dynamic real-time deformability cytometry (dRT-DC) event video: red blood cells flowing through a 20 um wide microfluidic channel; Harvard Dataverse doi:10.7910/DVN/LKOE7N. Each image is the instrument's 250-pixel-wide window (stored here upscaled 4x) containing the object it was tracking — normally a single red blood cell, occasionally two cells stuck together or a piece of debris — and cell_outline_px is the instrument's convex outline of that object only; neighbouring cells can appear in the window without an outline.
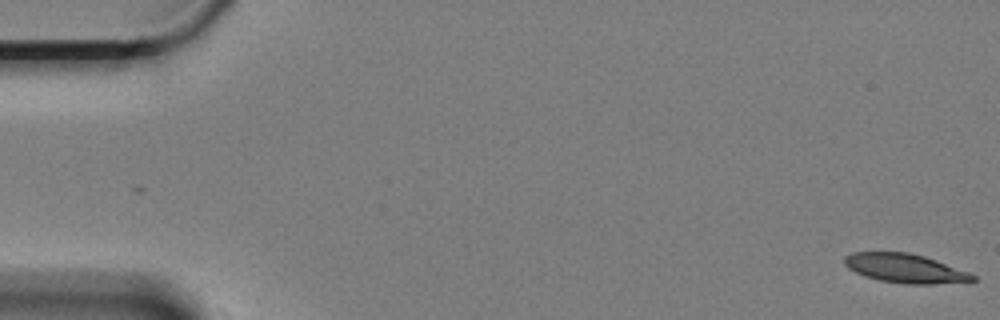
{"species": "Egyptian fruit bat (a non-hibernating species)", "species_latin": "Rousettus aegyptiacus", "temperature_condition": "cold", "stored_images_in_passage": 2, "camera_frame_rate_fps": 3000, "um_per_image_px": 0.085, "animal": {"sex": "female"}, "frame": {"image": 1, "passage_image": 1, "time_ms": 0.0, "image_size_px": [1000, 320], "cell_outline_px": [[976, 280], [972, 284], [904, 284], [880, 280], [864, 276], [848, 268], [844, 264], [844, 256], [852, 252], [908, 252], [924, 256], [936, 260], [968, 272], [976, 276]], "centroid_in_image_um": [77.01, 22.83], "position_along_channel_um": 8.0, "area_um2": 22.14}}